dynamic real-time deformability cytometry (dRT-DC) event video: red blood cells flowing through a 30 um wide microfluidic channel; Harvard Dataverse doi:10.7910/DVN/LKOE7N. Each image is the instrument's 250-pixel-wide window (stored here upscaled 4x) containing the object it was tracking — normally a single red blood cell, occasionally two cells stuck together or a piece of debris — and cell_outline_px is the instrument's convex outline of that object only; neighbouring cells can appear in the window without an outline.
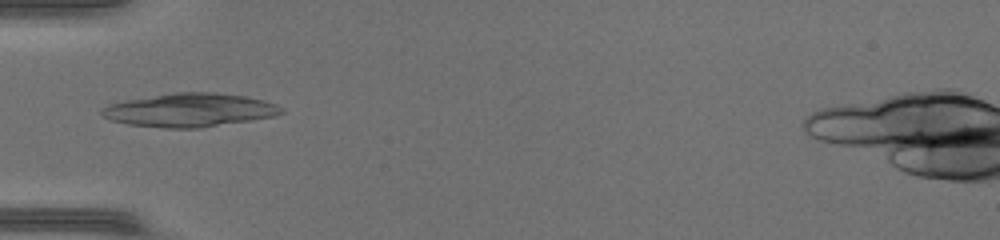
{"species": "common noctule bat (a hibernating species)", "species_latin": "Nyctalus noctula", "temperature_condition": "warm", "stored_images_in_passage": 48, "camera_frame_rate_fps": 3000, "um_per_image_px": 0.085, "animal": {"sex": "female", "body_mass_g": 17.0, "forearm_length_mm": 48.0}, "frame": {"image": 1, "passage_image": 17, "time_ms": 5.333, "image_size_px": [1000, 240], "cell_outline_px": [[284, 112], [276, 116], [200, 128], [164, 128], [128, 124], [112, 120], [100, 116], [100, 112], [104, 108], [112, 104], [128, 100], [176, 92], [212, 92], [244, 96], [264, 100], [276, 104], [284, 108]], "centroid_in_image_um": [16.17, 9.36], "position_along_channel_um": 68.8, "area_um2": 34.8}}
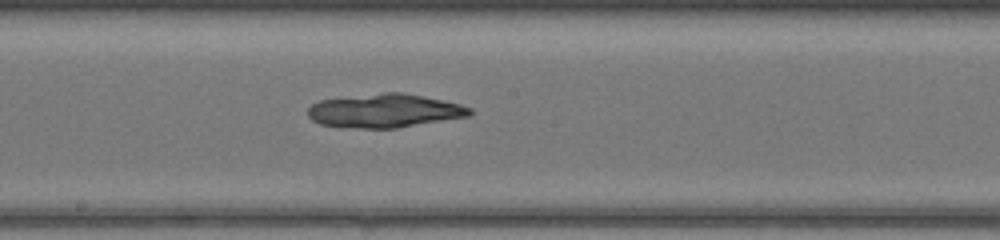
{"frame": {"image": 2, "passage_image": 27, "time_ms": 8.667, "image_size_px": [1000, 240], "cell_outline_px": [[472, 112], [468, 116], [396, 128], [360, 128], [320, 124], [312, 120], [308, 116], [308, 108], [312, 104], [320, 100], [384, 92], [400, 92], [424, 96], [460, 104], [472, 108]], "centroid_in_image_um": [32.69, 9.41], "position_along_channel_um": 215.5, "area_um2": 31.44}}
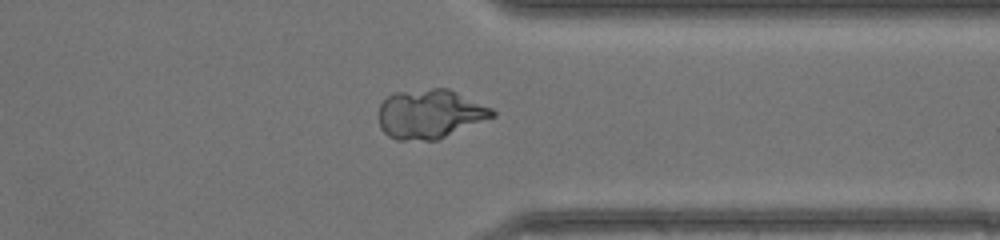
{"frame": {"image": 3, "passage_image": 38, "time_ms": 12.333, "image_size_px": [1000, 240], "cell_outline_px": [[496, 116], [436, 140], [396, 140], [388, 136], [380, 128], [380, 104], [388, 96], [396, 92], [432, 88], [448, 88], [492, 108], [496, 112]], "centroid_in_image_um": [36.55, 9.69], "position_along_channel_um": 374.8, "area_um2": 32.43}}